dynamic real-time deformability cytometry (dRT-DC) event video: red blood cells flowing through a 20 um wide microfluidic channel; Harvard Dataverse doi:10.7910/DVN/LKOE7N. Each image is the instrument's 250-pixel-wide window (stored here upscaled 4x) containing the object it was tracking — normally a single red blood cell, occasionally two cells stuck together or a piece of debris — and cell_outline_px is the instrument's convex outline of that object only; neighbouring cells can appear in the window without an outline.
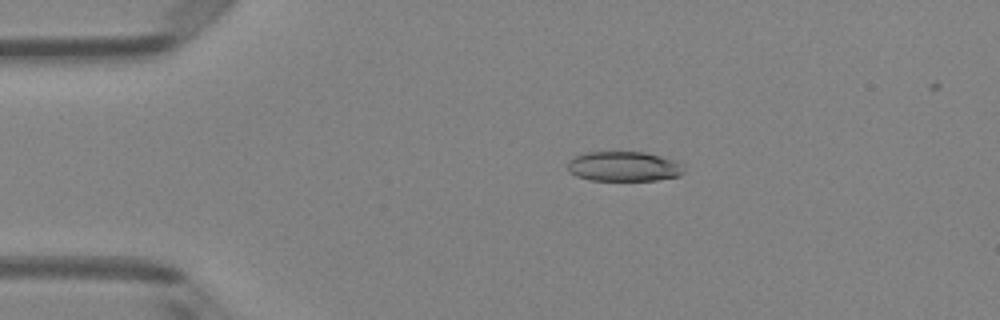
{"species": "Egyptian fruit bat (a non-hibernating species)", "species_latin": "Rousettus aegyptiacus", "temperature_condition": "room temperature", "stored_images_in_passage": 45, "camera_frame_rate_fps": 3000, "um_per_image_px": 0.085, "animal": {"sex": "female"}, "frame": {"image": 1, "passage_image": 6, "time_ms": 1.667, "image_size_px": [1000, 320], "cell_outline_px": [[684, 172], [680, 176], [656, 180], [588, 180], [576, 176], [568, 172], [568, 160], [572, 156], [584, 152], [644, 152], [660, 156], [672, 160], [680, 164]], "centroid_in_image_um": [52.95, 14.14], "position_along_channel_um": 32.1, "area_um2": 20.29}}
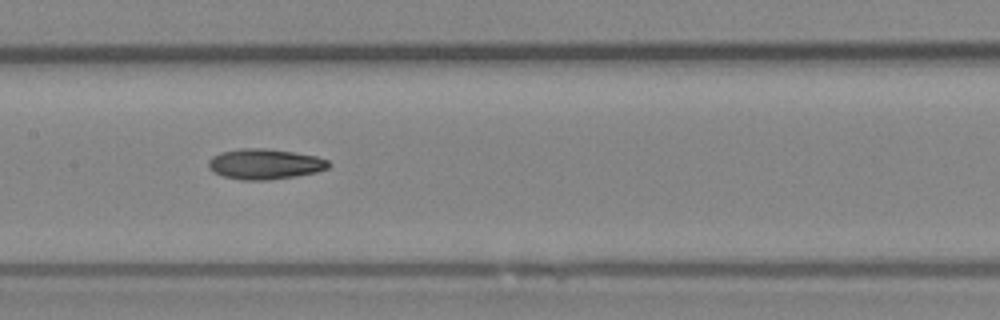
{"frame": {"image": 2, "passage_image": 21, "time_ms": 6.667, "image_size_px": [1000, 320], "cell_outline_px": [[332, 164], [328, 168], [316, 172], [296, 176], [268, 180], [240, 180], [224, 176], [212, 172], [208, 168], [208, 160], [212, 156], [220, 152], [240, 148], [264, 148], [292, 152], [316, 156], [328, 160]], "centroid_in_image_um": [22.48, 13.94], "position_along_channel_um": 184.9, "area_um2": 21.44}}
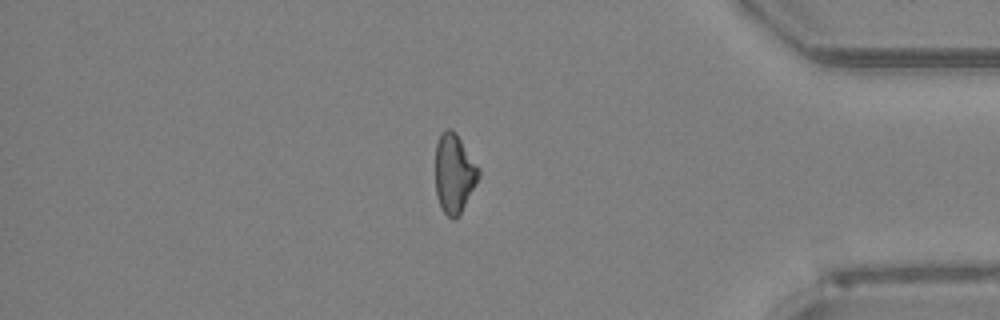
{"frame": {"image": 3, "passage_image": 39, "time_ms": 12.667, "image_size_px": [1000, 320], "cell_outline_px": [[480, 176], [460, 216], [456, 220], [452, 220], [440, 208], [436, 196], [436, 144], [440, 136], [448, 128], [452, 128], [456, 132], [480, 168]], "centroid_in_image_um": [38.62, 14.78], "position_along_channel_um": 396.6, "area_um2": 20.23}}